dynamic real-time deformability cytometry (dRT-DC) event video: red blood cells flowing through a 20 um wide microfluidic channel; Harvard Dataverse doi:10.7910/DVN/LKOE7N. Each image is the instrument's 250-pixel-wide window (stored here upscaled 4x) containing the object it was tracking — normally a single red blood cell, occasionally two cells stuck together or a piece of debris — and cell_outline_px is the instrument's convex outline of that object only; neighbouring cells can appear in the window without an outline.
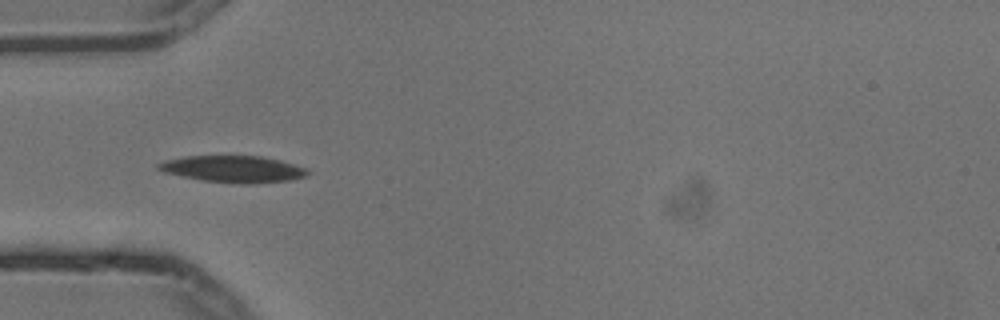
{"species": "common noctule bat (a hibernating species)", "species_latin": "Nyctalus noctula", "temperature_condition": "cold", "stored_images_in_passage": 6, "camera_frame_rate_fps": 3000, "um_per_image_px": 0.085, "animal": {"sex": "male", "body_mass_g": 13.3}, "frame": {"image": 1, "passage_image": 2, "time_ms": 0.333, "image_size_px": [1000, 320], "cell_outline_px": [[308, 176], [292, 180], [252, 184], [244, 184], [204, 180], [164, 172], [156, 168], [156, 164], [164, 160], [184, 156], [260, 156], [280, 160], [304, 168], [308, 172]], "centroid_in_image_um": [19.81, 14.37], "position_along_channel_um": 65.2, "area_um2": 23.06}}
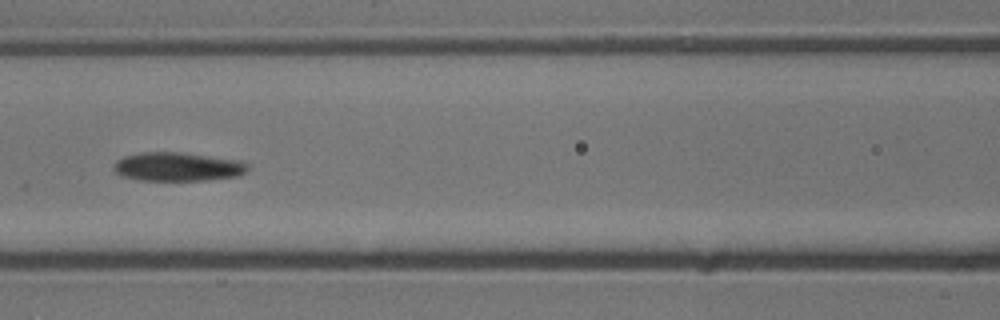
{"frame": {"image": 2, "passage_image": 4, "time_ms": 1.0, "image_size_px": [1000, 320], "cell_outline_px": [[248, 168], [240, 176], [204, 180], [140, 180], [120, 176], [112, 168], [116, 160], [124, 156], [140, 152], [184, 152], [244, 160], [248, 164]], "centroid_in_image_um": [15.12, 14.16], "position_along_channel_um": 151.5, "area_um2": 22.83}}
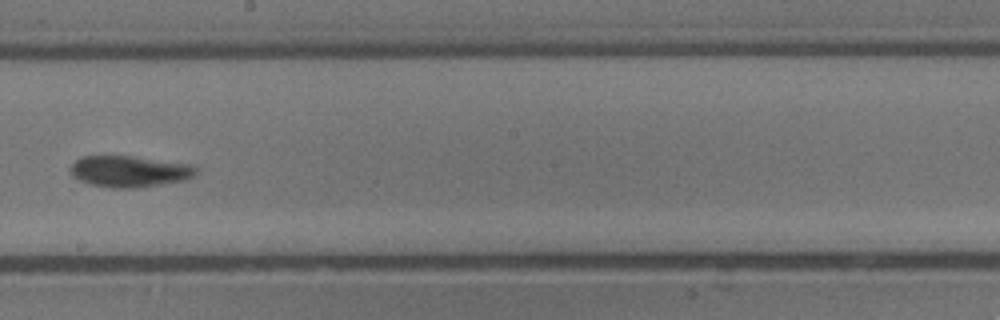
{"frame": {"image": 3, "passage_image": 6, "time_ms": 1.667, "image_size_px": [1000, 320], "cell_outline_px": [[200, 168], [192, 176], [184, 180], [136, 188], [112, 188], [88, 184], [72, 176], [68, 168], [76, 160], [84, 156], [132, 156], [192, 164]], "centroid_in_image_um": [10.99, 14.56], "position_along_channel_um": 237.2, "area_um2": 23.0}}